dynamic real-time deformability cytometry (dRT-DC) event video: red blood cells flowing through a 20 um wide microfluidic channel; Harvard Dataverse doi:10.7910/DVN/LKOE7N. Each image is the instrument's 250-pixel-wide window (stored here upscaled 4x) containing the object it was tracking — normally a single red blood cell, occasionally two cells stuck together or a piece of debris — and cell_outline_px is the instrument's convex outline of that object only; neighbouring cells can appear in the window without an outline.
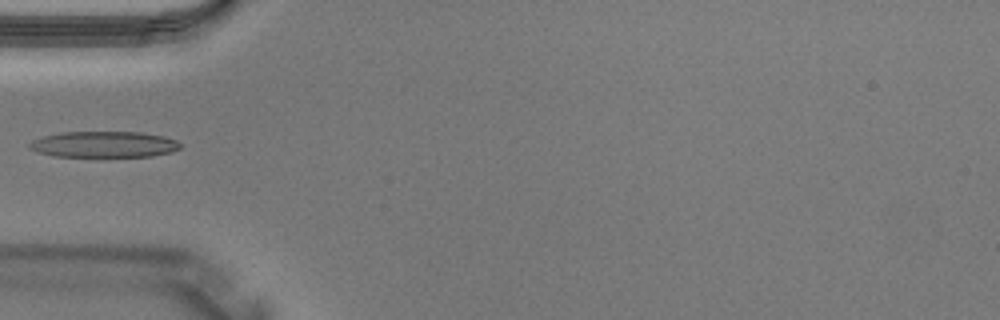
{"species": "Egyptian fruit bat (a non-hibernating species)", "species_latin": "Rousettus aegyptiacus", "temperature_condition": "warm", "stored_images_in_passage": 4, "camera_frame_rate_fps": 3000, "um_per_image_px": 0.085, "animal": {"sex": "male"}, "frame": {"image": 1, "passage_image": 4, "time_ms": 1.0, "image_size_px": [1000, 320], "cell_outline_px": [[180, 148], [172, 152], [152, 156], [56, 156], [40, 152], [28, 148], [28, 144], [32, 140], [44, 136], [60, 132], [140, 132], [164, 136], [176, 140], [180, 144]], "centroid_in_image_um": [8.85, 12.26], "position_along_channel_um": 76.2, "area_um2": 22.77}}